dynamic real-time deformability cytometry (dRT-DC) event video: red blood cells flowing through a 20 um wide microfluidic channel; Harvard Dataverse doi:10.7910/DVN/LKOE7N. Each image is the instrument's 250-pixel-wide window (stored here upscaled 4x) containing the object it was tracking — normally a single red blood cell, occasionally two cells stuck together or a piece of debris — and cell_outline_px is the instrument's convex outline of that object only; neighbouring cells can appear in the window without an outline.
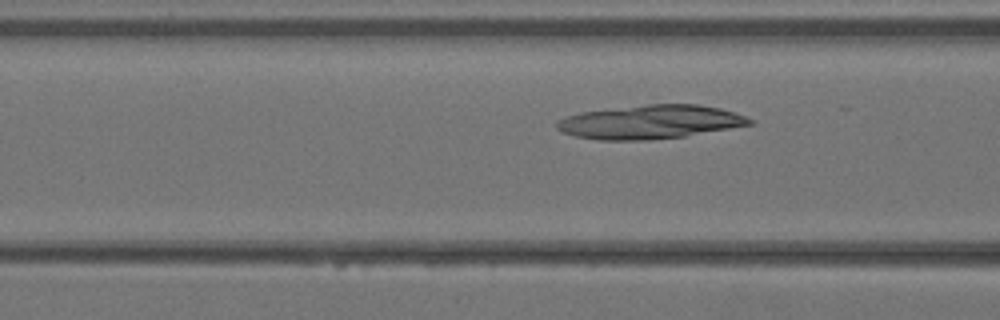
{"species": "Egyptian fruit bat (a non-hibernating species)", "species_latin": "Rousettus aegyptiacus", "temperature_condition": "warm", "stored_images_in_passage": 5, "camera_frame_rate_fps": 3000, "um_per_image_px": 0.085, "animal": {"sex": "female"}, "frame": {"image": 1, "passage_image": 5, "time_ms": 1.333, "image_size_px": [1000, 320], "cell_outline_px": [[756, 124], [684, 136], [648, 140], [600, 140], [576, 136], [564, 132], [556, 128], [556, 120], [564, 116], [580, 112], [648, 104], [700, 104], [720, 108], [756, 120]], "centroid_in_image_um": [55.29, 10.36], "position_along_channel_um": 111.3, "area_um2": 38.03}}